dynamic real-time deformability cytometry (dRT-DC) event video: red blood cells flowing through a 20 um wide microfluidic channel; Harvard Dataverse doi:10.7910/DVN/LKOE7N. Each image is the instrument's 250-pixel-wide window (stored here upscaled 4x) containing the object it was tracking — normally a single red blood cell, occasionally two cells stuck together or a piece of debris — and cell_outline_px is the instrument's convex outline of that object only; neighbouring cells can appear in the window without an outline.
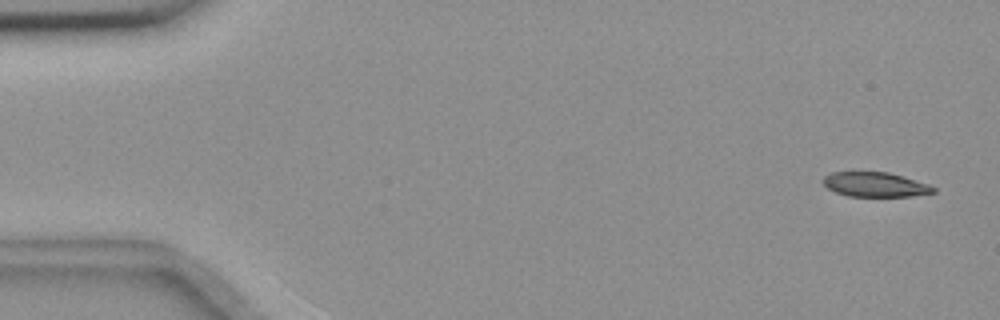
{"species": "common noctule bat (a hibernating species)", "species_latin": "Nyctalus noctula", "temperature_condition": "room temperature", "stored_images_in_passage": 6, "camera_frame_rate_fps": 3000, "um_per_image_px": 0.085, "animal": {"sex": "female", "body_mass_g": 18.4}, "frame": {"image": 1, "passage_image": 1, "time_ms": 0.0, "image_size_px": [1000, 320], "cell_outline_px": [[936, 192], [912, 196], [848, 196], [836, 192], [828, 188], [820, 180], [824, 176], [832, 172], [852, 168], [888, 172], [928, 184], [936, 188]], "centroid_in_image_um": [74.29, 15.63], "position_along_channel_um": 10.7, "area_um2": 16.53}}